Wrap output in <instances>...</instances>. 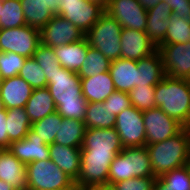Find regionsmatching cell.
I'll return each mask as SVG.
<instances>
[{
  "label": "cell",
  "mask_w": 190,
  "mask_h": 190,
  "mask_svg": "<svg viewBox=\"0 0 190 190\" xmlns=\"http://www.w3.org/2000/svg\"><path fill=\"white\" fill-rule=\"evenodd\" d=\"M138 86H156L165 76L161 54H153L137 61Z\"/></svg>",
  "instance_id": "cell-24"
},
{
  "label": "cell",
  "mask_w": 190,
  "mask_h": 190,
  "mask_svg": "<svg viewBox=\"0 0 190 190\" xmlns=\"http://www.w3.org/2000/svg\"><path fill=\"white\" fill-rule=\"evenodd\" d=\"M39 44L40 31L27 24L13 29H0V52L32 58Z\"/></svg>",
  "instance_id": "cell-7"
},
{
  "label": "cell",
  "mask_w": 190,
  "mask_h": 190,
  "mask_svg": "<svg viewBox=\"0 0 190 190\" xmlns=\"http://www.w3.org/2000/svg\"><path fill=\"white\" fill-rule=\"evenodd\" d=\"M131 105L144 111L156 108L155 86H135L129 93Z\"/></svg>",
  "instance_id": "cell-38"
},
{
  "label": "cell",
  "mask_w": 190,
  "mask_h": 190,
  "mask_svg": "<svg viewBox=\"0 0 190 190\" xmlns=\"http://www.w3.org/2000/svg\"><path fill=\"white\" fill-rule=\"evenodd\" d=\"M55 190H81V188L75 183V181L68 187H63Z\"/></svg>",
  "instance_id": "cell-50"
},
{
  "label": "cell",
  "mask_w": 190,
  "mask_h": 190,
  "mask_svg": "<svg viewBox=\"0 0 190 190\" xmlns=\"http://www.w3.org/2000/svg\"><path fill=\"white\" fill-rule=\"evenodd\" d=\"M2 1L0 0V13H2L1 11H2Z\"/></svg>",
  "instance_id": "cell-53"
},
{
  "label": "cell",
  "mask_w": 190,
  "mask_h": 190,
  "mask_svg": "<svg viewBox=\"0 0 190 190\" xmlns=\"http://www.w3.org/2000/svg\"><path fill=\"white\" fill-rule=\"evenodd\" d=\"M6 124L9 145L26 137L32 123L25 108H11L6 110Z\"/></svg>",
  "instance_id": "cell-30"
},
{
  "label": "cell",
  "mask_w": 190,
  "mask_h": 190,
  "mask_svg": "<svg viewBox=\"0 0 190 190\" xmlns=\"http://www.w3.org/2000/svg\"><path fill=\"white\" fill-rule=\"evenodd\" d=\"M19 76L33 89L46 88L48 86L43 69L33 58H26L19 72Z\"/></svg>",
  "instance_id": "cell-36"
},
{
  "label": "cell",
  "mask_w": 190,
  "mask_h": 190,
  "mask_svg": "<svg viewBox=\"0 0 190 190\" xmlns=\"http://www.w3.org/2000/svg\"><path fill=\"white\" fill-rule=\"evenodd\" d=\"M81 190H115L110 184L92 185Z\"/></svg>",
  "instance_id": "cell-46"
},
{
  "label": "cell",
  "mask_w": 190,
  "mask_h": 190,
  "mask_svg": "<svg viewBox=\"0 0 190 190\" xmlns=\"http://www.w3.org/2000/svg\"><path fill=\"white\" fill-rule=\"evenodd\" d=\"M32 58L35 59V61L43 69L47 82L56 72H59L62 67L54 53V49L43 45L42 43L38 45Z\"/></svg>",
  "instance_id": "cell-35"
},
{
  "label": "cell",
  "mask_w": 190,
  "mask_h": 190,
  "mask_svg": "<svg viewBox=\"0 0 190 190\" xmlns=\"http://www.w3.org/2000/svg\"><path fill=\"white\" fill-rule=\"evenodd\" d=\"M122 26L106 12L85 34L89 46L99 50L110 61L121 58Z\"/></svg>",
  "instance_id": "cell-4"
},
{
  "label": "cell",
  "mask_w": 190,
  "mask_h": 190,
  "mask_svg": "<svg viewBox=\"0 0 190 190\" xmlns=\"http://www.w3.org/2000/svg\"><path fill=\"white\" fill-rule=\"evenodd\" d=\"M127 179H129L128 156L121 151L114 157L109 167L108 184L112 185Z\"/></svg>",
  "instance_id": "cell-40"
},
{
  "label": "cell",
  "mask_w": 190,
  "mask_h": 190,
  "mask_svg": "<svg viewBox=\"0 0 190 190\" xmlns=\"http://www.w3.org/2000/svg\"><path fill=\"white\" fill-rule=\"evenodd\" d=\"M154 177L190 164V136L188 127L162 142L146 145Z\"/></svg>",
  "instance_id": "cell-2"
},
{
  "label": "cell",
  "mask_w": 190,
  "mask_h": 190,
  "mask_svg": "<svg viewBox=\"0 0 190 190\" xmlns=\"http://www.w3.org/2000/svg\"><path fill=\"white\" fill-rule=\"evenodd\" d=\"M114 128L124 148L146 146L143 111L131 105L116 115Z\"/></svg>",
  "instance_id": "cell-8"
},
{
  "label": "cell",
  "mask_w": 190,
  "mask_h": 190,
  "mask_svg": "<svg viewBox=\"0 0 190 190\" xmlns=\"http://www.w3.org/2000/svg\"><path fill=\"white\" fill-rule=\"evenodd\" d=\"M171 14L170 6L163 0L153 8L147 10L145 33L157 47L164 41Z\"/></svg>",
  "instance_id": "cell-18"
},
{
  "label": "cell",
  "mask_w": 190,
  "mask_h": 190,
  "mask_svg": "<svg viewBox=\"0 0 190 190\" xmlns=\"http://www.w3.org/2000/svg\"><path fill=\"white\" fill-rule=\"evenodd\" d=\"M122 151L128 156L129 179L154 176L146 146L127 147Z\"/></svg>",
  "instance_id": "cell-27"
},
{
  "label": "cell",
  "mask_w": 190,
  "mask_h": 190,
  "mask_svg": "<svg viewBox=\"0 0 190 190\" xmlns=\"http://www.w3.org/2000/svg\"><path fill=\"white\" fill-rule=\"evenodd\" d=\"M82 94L88 103L104 102L114 91V83L109 71L81 78Z\"/></svg>",
  "instance_id": "cell-22"
},
{
  "label": "cell",
  "mask_w": 190,
  "mask_h": 190,
  "mask_svg": "<svg viewBox=\"0 0 190 190\" xmlns=\"http://www.w3.org/2000/svg\"><path fill=\"white\" fill-rule=\"evenodd\" d=\"M158 51L167 76L190 80V42L159 45Z\"/></svg>",
  "instance_id": "cell-12"
},
{
  "label": "cell",
  "mask_w": 190,
  "mask_h": 190,
  "mask_svg": "<svg viewBox=\"0 0 190 190\" xmlns=\"http://www.w3.org/2000/svg\"><path fill=\"white\" fill-rule=\"evenodd\" d=\"M2 6L0 29H13L26 25L20 0H4L2 1Z\"/></svg>",
  "instance_id": "cell-32"
},
{
  "label": "cell",
  "mask_w": 190,
  "mask_h": 190,
  "mask_svg": "<svg viewBox=\"0 0 190 190\" xmlns=\"http://www.w3.org/2000/svg\"><path fill=\"white\" fill-rule=\"evenodd\" d=\"M153 190H169V189L159 178H157L154 182Z\"/></svg>",
  "instance_id": "cell-48"
},
{
  "label": "cell",
  "mask_w": 190,
  "mask_h": 190,
  "mask_svg": "<svg viewBox=\"0 0 190 190\" xmlns=\"http://www.w3.org/2000/svg\"><path fill=\"white\" fill-rule=\"evenodd\" d=\"M9 139L7 134V124H6V109L0 112V150L8 149Z\"/></svg>",
  "instance_id": "cell-44"
},
{
  "label": "cell",
  "mask_w": 190,
  "mask_h": 190,
  "mask_svg": "<svg viewBox=\"0 0 190 190\" xmlns=\"http://www.w3.org/2000/svg\"><path fill=\"white\" fill-rule=\"evenodd\" d=\"M121 58L138 61L158 50L144 31L122 28L120 34Z\"/></svg>",
  "instance_id": "cell-16"
},
{
  "label": "cell",
  "mask_w": 190,
  "mask_h": 190,
  "mask_svg": "<svg viewBox=\"0 0 190 190\" xmlns=\"http://www.w3.org/2000/svg\"><path fill=\"white\" fill-rule=\"evenodd\" d=\"M32 91L33 88L19 75L2 79L0 82V93L6 110L25 108Z\"/></svg>",
  "instance_id": "cell-17"
},
{
  "label": "cell",
  "mask_w": 190,
  "mask_h": 190,
  "mask_svg": "<svg viewBox=\"0 0 190 190\" xmlns=\"http://www.w3.org/2000/svg\"><path fill=\"white\" fill-rule=\"evenodd\" d=\"M0 179L12 185L15 190L27 189L26 165L8 149L0 150Z\"/></svg>",
  "instance_id": "cell-19"
},
{
  "label": "cell",
  "mask_w": 190,
  "mask_h": 190,
  "mask_svg": "<svg viewBox=\"0 0 190 190\" xmlns=\"http://www.w3.org/2000/svg\"><path fill=\"white\" fill-rule=\"evenodd\" d=\"M83 122L85 123L86 129L112 128L116 122V115L111 114V111L107 106L103 105V102H91L87 103Z\"/></svg>",
  "instance_id": "cell-29"
},
{
  "label": "cell",
  "mask_w": 190,
  "mask_h": 190,
  "mask_svg": "<svg viewBox=\"0 0 190 190\" xmlns=\"http://www.w3.org/2000/svg\"><path fill=\"white\" fill-rule=\"evenodd\" d=\"M139 3L144 7L146 10H149L156 6L162 0H138Z\"/></svg>",
  "instance_id": "cell-47"
},
{
  "label": "cell",
  "mask_w": 190,
  "mask_h": 190,
  "mask_svg": "<svg viewBox=\"0 0 190 190\" xmlns=\"http://www.w3.org/2000/svg\"><path fill=\"white\" fill-rule=\"evenodd\" d=\"M170 6L173 14L190 21V0H163Z\"/></svg>",
  "instance_id": "cell-43"
},
{
  "label": "cell",
  "mask_w": 190,
  "mask_h": 190,
  "mask_svg": "<svg viewBox=\"0 0 190 190\" xmlns=\"http://www.w3.org/2000/svg\"><path fill=\"white\" fill-rule=\"evenodd\" d=\"M111 111V114L118 115L120 112L131 106L129 94L127 92L115 90L104 102Z\"/></svg>",
  "instance_id": "cell-42"
},
{
  "label": "cell",
  "mask_w": 190,
  "mask_h": 190,
  "mask_svg": "<svg viewBox=\"0 0 190 190\" xmlns=\"http://www.w3.org/2000/svg\"><path fill=\"white\" fill-rule=\"evenodd\" d=\"M190 42V21L171 14L164 41L160 45Z\"/></svg>",
  "instance_id": "cell-33"
},
{
  "label": "cell",
  "mask_w": 190,
  "mask_h": 190,
  "mask_svg": "<svg viewBox=\"0 0 190 190\" xmlns=\"http://www.w3.org/2000/svg\"><path fill=\"white\" fill-rule=\"evenodd\" d=\"M8 151L25 165L34 161L50 159L49 144L40 139L31 128L25 138L12 142Z\"/></svg>",
  "instance_id": "cell-15"
},
{
  "label": "cell",
  "mask_w": 190,
  "mask_h": 190,
  "mask_svg": "<svg viewBox=\"0 0 190 190\" xmlns=\"http://www.w3.org/2000/svg\"><path fill=\"white\" fill-rule=\"evenodd\" d=\"M111 61L99 50L89 46L87 56L77 72L80 78L92 77L109 71Z\"/></svg>",
  "instance_id": "cell-31"
},
{
  "label": "cell",
  "mask_w": 190,
  "mask_h": 190,
  "mask_svg": "<svg viewBox=\"0 0 190 190\" xmlns=\"http://www.w3.org/2000/svg\"><path fill=\"white\" fill-rule=\"evenodd\" d=\"M26 177V190H55L68 187L74 182L50 159L27 164Z\"/></svg>",
  "instance_id": "cell-5"
},
{
  "label": "cell",
  "mask_w": 190,
  "mask_h": 190,
  "mask_svg": "<svg viewBox=\"0 0 190 190\" xmlns=\"http://www.w3.org/2000/svg\"><path fill=\"white\" fill-rule=\"evenodd\" d=\"M47 88L63 118L84 120L87 101L82 94L81 78L63 67L48 81Z\"/></svg>",
  "instance_id": "cell-1"
},
{
  "label": "cell",
  "mask_w": 190,
  "mask_h": 190,
  "mask_svg": "<svg viewBox=\"0 0 190 190\" xmlns=\"http://www.w3.org/2000/svg\"><path fill=\"white\" fill-rule=\"evenodd\" d=\"M2 81V75H1V71H0V82Z\"/></svg>",
  "instance_id": "cell-54"
},
{
  "label": "cell",
  "mask_w": 190,
  "mask_h": 190,
  "mask_svg": "<svg viewBox=\"0 0 190 190\" xmlns=\"http://www.w3.org/2000/svg\"><path fill=\"white\" fill-rule=\"evenodd\" d=\"M4 109L5 108H4L2 97H1V93H0V112H2Z\"/></svg>",
  "instance_id": "cell-51"
},
{
  "label": "cell",
  "mask_w": 190,
  "mask_h": 190,
  "mask_svg": "<svg viewBox=\"0 0 190 190\" xmlns=\"http://www.w3.org/2000/svg\"><path fill=\"white\" fill-rule=\"evenodd\" d=\"M44 2L54 15H58L60 0H44Z\"/></svg>",
  "instance_id": "cell-45"
},
{
  "label": "cell",
  "mask_w": 190,
  "mask_h": 190,
  "mask_svg": "<svg viewBox=\"0 0 190 190\" xmlns=\"http://www.w3.org/2000/svg\"><path fill=\"white\" fill-rule=\"evenodd\" d=\"M155 103L184 127L190 126V80L166 75L155 86Z\"/></svg>",
  "instance_id": "cell-3"
},
{
  "label": "cell",
  "mask_w": 190,
  "mask_h": 190,
  "mask_svg": "<svg viewBox=\"0 0 190 190\" xmlns=\"http://www.w3.org/2000/svg\"><path fill=\"white\" fill-rule=\"evenodd\" d=\"M26 58L12 52H0V71L2 79L18 76Z\"/></svg>",
  "instance_id": "cell-39"
},
{
  "label": "cell",
  "mask_w": 190,
  "mask_h": 190,
  "mask_svg": "<svg viewBox=\"0 0 190 190\" xmlns=\"http://www.w3.org/2000/svg\"><path fill=\"white\" fill-rule=\"evenodd\" d=\"M156 179L154 176L134 177L112 184V186L115 190H153Z\"/></svg>",
  "instance_id": "cell-41"
},
{
  "label": "cell",
  "mask_w": 190,
  "mask_h": 190,
  "mask_svg": "<svg viewBox=\"0 0 190 190\" xmlns=\"http://www.w3.org/2000/svg\"><path fill=\"white\" fill-rule=\"evenodd\" d=\"M143 121L146 132V145L165 141L184 128L181 123L166 115L158 107L144 110Z\"/></svg>",
  "instance_id": "cell-11"
},
{
  "label": "cell",
  "mask_w": 190,
  "mask_h": 190,
  "mask_svg": "<svg viewBox=\"0 0 190 190\" xmlns=\"http://www.w3.org/2000/svg\"><path fill=\"white\" fill-rule=\"evenodd\" d=\"M116 155L89 154L81 148V169L75 183L81 188L108 184L109 167Z\"/></svg>",
  "instance_id": "cell-9"
},
{
  "label": "cell",
  "mask_w": 190,
  "mask_h": 190,
  "mask_svg": "<svg viewBox=\"0 0 190 190\" xmlns=\"http://www.w3.org/2000/svg\"><path fill=\"white\" fill-rule=\"evenodd\" d=\"M109 72L113 79L115 90L129 93L138 86L137 61L119 58L111 61Z\"/></svg>",
  "instance_id": "cell-21"
},
{
  "label": "cell",
  "mask_w": 190,
  "mask_h": 190,
  "mask_svg": "<svg viewBox=\"0 0 190 190\" xmlns=\"http://www.w3.org/2000/svg\"><path fill=\"white\" fill-rule=\"evenodd\" d=\"M169 190H190V164L158 177Z\"/></svg>",
  "instance_id": "cell-37"
},
{
  "label": "cell",
  "mask_w": 190,
  "mask_h": 190,
  "mask_svg": "<svg viewBox=\"0 0 190 190\" xmlns=\"http://www.w3.org/2000/svg\"><path fill=\"white\" fill-rule=\"evenodd\" d=\"M0 190H15L12 185L0 179Z\"/></svg>",
  "instance_id": "cell-49"
},
{
  "label": "cell",
  "mask_w": 190,
  "mask_h": 190,
  "mask_svg": "<svg viewBox=\"0 0 190 190\" xmlns=\"http://www.w3.org/2000/svg\"><path fill=\"white\" fill-rule=\"evenodd\" d=\"M26 24L39 31L52 19L54 14L44 0H20Z\"/></svg>",
  "instance_id": "cell-28"
},
{
  "label": "cell",
  "mask_w": 190,
  "mask_h": 190,
  "mask_svg": "<svg viewBox=\"0 0 190 190\" xmlns=\"http://www.w3.org/2000/svg\"><path fill=\"white\" fill-rule=\"evenodd\" d=\"M25 111L31 123H34L56 111L55 102L49 89H33L25 105Z\"/></svg>",
  "instance_id": "cell-25"
},
{
  "label": "cell",
  "mask_w": 190,
  "mask_h": 190,
  "mask_svg": "<svg viewBox=\"0 0 190 190\" xmlns=\"http://www.w3.org/2000/svg\"><path fill=\"white\" fill-rule=\"evenodd\" d=\"M88 47L89 43L84 37L77 42L57 46L53 49L60 65L77 73L87 56Z\"/></svg>",
  "instance_id": "cell-23"
},
{
  "label": "cell",
  "mask_w": 190,
  "mask_h": 190,
  "mask_svg": "<svg viewBox=\"0 0 190 190\" xmlns=\"http://www.w3.org/2000/svg\"><path fill=\"white\" fill-rule=\"evenodd\" d=\"M87 1H92V2H101L104 5H106L107 0H87Z\"/></svg>",
  "instance_id": "cell-52"
},
{
  "label": "cell",
  "mask_w": 190,
  "mask_h": 190,
  "mask_svg": "<svg viewBox=\"0 0 190 190\" xmlns=\"http://www.w3.org/2000/svg\"><path fill=\"white\" fill-rule=\"evenodd\" d=\"M81 148L89 154L100 155H117L124 149L114 127L86 129Z\"/></svg>",
  "instance_id": "cell-14"
},
{
  "label": "cell",
  "mask_w": 190,
  "mask_h": 190,
  "mask_svg": "<svg viewBox=\"0 0 190 190\" xmlns=\"http://www.w3.org/2000/svg\"><path fill=\"white\" fill-rule=\"evenodd\" d=\"M105 13L101 2L87 0H60L58 16L69 20L86 34L97 20Z\"/></svg>",
  "instance_id": "cell-6"
},
{
  "label": "cell",
  "mask_w": 190,
  "mask_h": 190,
  "mask_svg": "<svg viewBox=\"0 0 190 190\" xmlns=\"http://www.w3.org/2000/svg\"><path fill=\"white\" fill-rule=\"evenodd\" d=\"M61 117L56 111L48 116L38 120L31 125V129L42 139L46 144L54 143L55 136L58 132L59 125L62 123Z\"/></svg>",
  "instance_id": "cell-34"
},
{
  "label": "cell",
  "mask_w": 190,
  "mask_h": 190,
  "mask_svg": "<svg viewBox=\"0 0 190 190\" xmlns=\"http://www.w3.org/2000/svg\"><path fill=\"white\" fill-rule=\"evenodd\" d=\"M84 37L78 27L58 15H54L40 30V43L52 48L77 42Z\"/></svg>",
  "instance_id": "cell-13"
},
{
  "label": "cell",
  "mask_w": 190,
  "mask_h": 190,
  "mask_svg": "<svg viewBox=\"0 0 190 190\" xmlns=\"http://www.w3.org/2000/svg\"><path fill=\"white\" fill-rule=\"evenodd\" d=\"M86 126L83 121L63 118L55 136L54 143L81 148L85 135Z\"/></svg>",
  "instance_id": "cell-26"
},
{
  "label": "cell",
  "mask_w": 190,
  "mask_h": 190,
  "mask_svg": "<svg viewBox=\"0 0 190 190\" xmlns=\"http://www.w3.org/2000/svg\"><path fill=\"white\" fill-rule=\"evenodd\" d=\"M49 152L50 160L76 181L81 169V148L51 143Z\"/></svg>",
  "instance_id": "cell-20"
},
{
  "label": "cell",
  "mask_w": 190,
  "mask_h": 190,
  "mask_svg": "<svg viewBox=\"0 0 190 190\" xmlns=\"http://www.w3.org/2000/svg\"><path fill=\"white\" fill-rule=\"evenodd\" d=\"M105 12L116 19L122 28L145 32L147 10L138 0H107Z\"/></svg>",
  "instance_id": "cell-10"
}]
</instances>
